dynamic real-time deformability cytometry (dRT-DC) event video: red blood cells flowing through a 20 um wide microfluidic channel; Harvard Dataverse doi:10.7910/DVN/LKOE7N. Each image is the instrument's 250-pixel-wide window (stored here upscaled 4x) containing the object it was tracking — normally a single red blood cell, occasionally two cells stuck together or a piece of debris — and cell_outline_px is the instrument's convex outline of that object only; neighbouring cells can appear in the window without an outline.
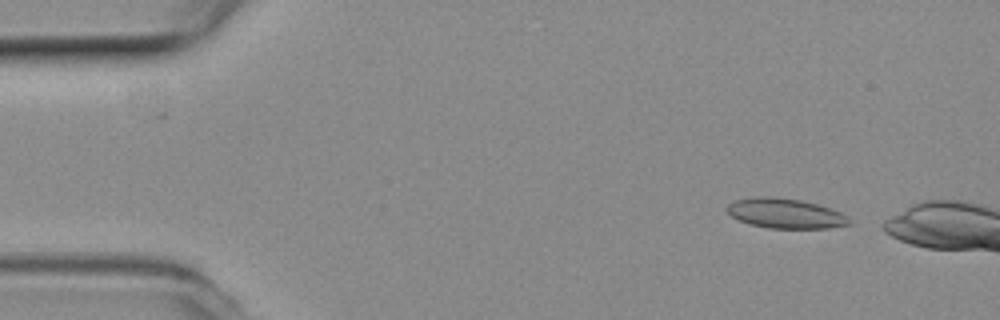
{"species": "common noctule bat (a hibernating species)", "species_latin": "Nyctalus noctula", "temperature_condition": "room temperature", "stored_images_in_passage": 8, "camera_frame_rate_fps": 3000, "um_per_image_px": 0.085, "animal": {"sex": "female", "body_mass_g": 19.3, "forearm_length_mm": 54.1}, "frame": {"image": 1, "passage_image": 3, "time_ms": 0.667, "image_size_px": [1000, 320], "cell_outline_px": [[852, 224], [828, 228], [768, 228], [748, 224], [732, 216], [724, 208], [728, 204], [736, 200], [756, 196], [776, 196], [800, 200], [816, 204], [840, 212], [848, 216], [852, 220]], "centroid_in_image_um": [66.75, 18.14], "position_along_channel_um": 18.2, "area_um2": 21.39}}